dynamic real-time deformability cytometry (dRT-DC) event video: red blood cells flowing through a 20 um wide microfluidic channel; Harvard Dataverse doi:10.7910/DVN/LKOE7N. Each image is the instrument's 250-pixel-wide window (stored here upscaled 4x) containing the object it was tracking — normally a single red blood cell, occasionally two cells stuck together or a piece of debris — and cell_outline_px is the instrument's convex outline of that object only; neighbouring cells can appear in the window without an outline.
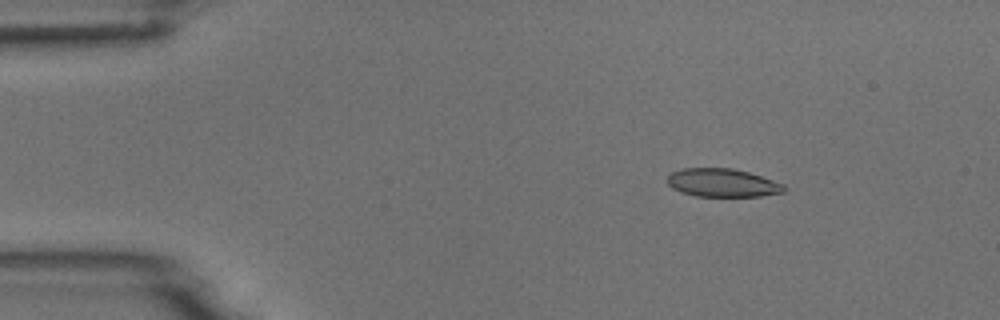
{"species": "common noctule bat (a hibernating species)", "species_latin": "Nyctalus noctula", "temperature_condition": "room temperature", "stored_images_in_passage": 6, "camera_frame_rate_fps": 3000, "um_per_image_px": 0.085, "animal": {"sex": "male", "body_mass_g": 18.8}, "frame": {"image": 1, "passage_image": 2, "time_ms": 1.333, "image_size_px": [1000, 320], "cell_outline_px": [[788, 188], [784, 192], [760, 196], [696, 196], [680, 192], [672, 188], [664, 180], [672, 172], [680, 168], [732, 168], [748, 172], [784, 184]], "centroid_in_image_um": [61.38, 15.54], "position_along_channel_um": 23.6, "area_um2": 19.36}}
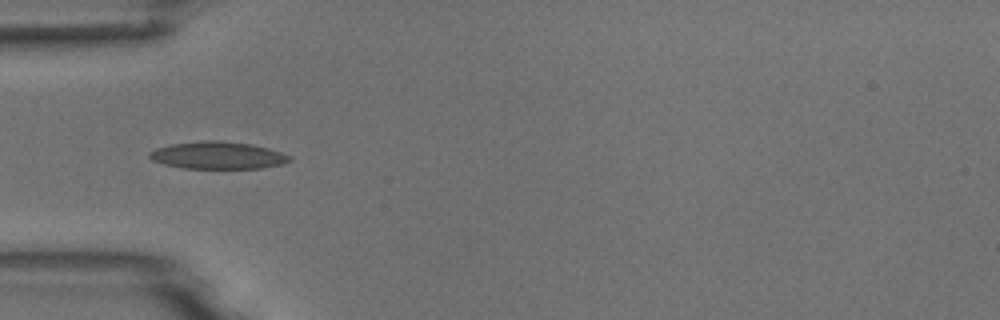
{"frame": {"image": 2, "passage_image": 4, "time_ms": 4.333, "image_size_px": [1000, 320], "cell_outline_px": [[292, 160], [284, 164], [264, 168], [184, 168], [164, 164], [152, 160], [148, 156], [148, 152], [156, 148], [172, 144], [204, 140], [220, 140], [252, 144], [268, 148], [292, 156]], "centroid_in_image_um": [18.54, 13.2], "position_along_channel_um": 66.5, "area_um2": 22.43}}